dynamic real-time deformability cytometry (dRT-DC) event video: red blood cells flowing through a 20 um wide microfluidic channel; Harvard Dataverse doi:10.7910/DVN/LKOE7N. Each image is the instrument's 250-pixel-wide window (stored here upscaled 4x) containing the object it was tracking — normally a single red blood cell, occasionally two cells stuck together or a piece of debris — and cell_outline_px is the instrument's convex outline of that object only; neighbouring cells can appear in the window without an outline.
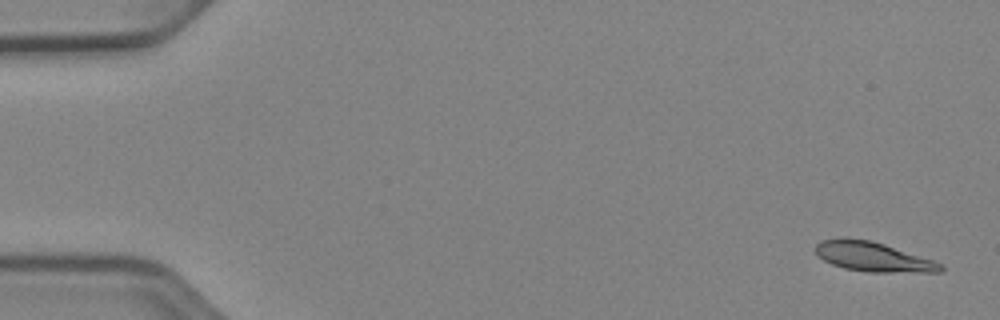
{"species": "Egyptian fruit bat (a non-hibernating species)", "species_latin": "Rousettus aegyptiacus", "temperature_condition": "cold", "stored_images_in_passage": 12, "camera_frame_rate_fps": 3000, "um_per_image_px": 0.085, "animal": {"sex": "female"}, "frame": {"image": 1, "passage_image": 2, "time_ms": 0.333, "image_size_px": [1000, 320], "cell_outline_px": [[944, 268], [940, 272], [872, 272], [844, 268], [832, 264], [816, 256], [816, 244], [820, 240], [872, 240], [932, 260], [940, 264]], "centroid_in_image_um": [74.21, 21.85], "position_along_channel_um": 10.8, "area_um2": 20.81}}